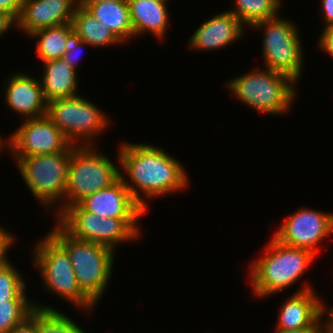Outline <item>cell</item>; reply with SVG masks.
I'll use <instances>...</instances> for the list:
<instances>
[{
    "instance_id": "cell-1",
    "label": "cell",
    "mask_w": 333,
    "mask_h": 333,
    "mask_svg": "<svg viewBox=\"0 0 333 333\" xmlns=\"http://www.w3.org/2000/svg\"><path fill=\"white\" fill-rule=\"evenodd\" d=\"M118 148L120 178L146 211L149 210L146 199L178 193L189 186L185 166L163 148L128 142L121 143Z\"/></svg>"
},
{
    "instance_id": "cell-2",
    "label": "cell",
    "mask_w": 333,
    "mask_h": 333,
    "mask_svg": "<svg viewBox=\"0 0 333 333\" xmlns=\"http://www.w3.org/2000/svg\"><path fill=\"white\" fill-rule=\"evenodd\" d=\"M263 250L249 265V283L259 299L279 294L296 284L316 259L311 251L286 246L272 236Z\"/></svg>"
},
{
    "instance_id": "cell-3",
    "label": "cell",
    "mask_w": 333,
    "mask_h": 333,
    "mask_svg": "<svg viewBox=\"0 0 333 333\" xmlns=\"http://www.w3.org/2000/svg\"><path fill=\"white\" fill-rule=\"evenodd\" d=\"M225 84L236 99L262 114L287 115L298 84L286 74L265 68L238 75Z\"/></svg>"
},
{
    "instance_id": "cell-4",
    "label": "cell",
    "mask_w": 333,
    "mask_h": 333,
    "mask_svg": "<svg viewBox=\"0 0 333 333\" xmlns=\"http://www.w3.org/2000/svg\"><path fill=\"white\" fill-rule=\"evenodd\" d=\"M56 224L49 234L67 251L80 289L98 305L111 280L116 252L95 242L76 239Z\"/></svg>"
},
{
    "instance_id": "cell-5",
    "label": "cell",
    "mask_w": 333,
    "mask_h": 333,
    "mask_svg": "<svg viewBox=\"0 0 333 333\" xmlns=\"http://www.w3.org/2000/svg\"><path fill=\"white\" fill-rule=\"evenodd\" d=\"M95 145H73L63 204L56 209L59 216L67 207L111 186L120 178V167Z\"/></svg>"
},
{
    "instance_id": "cell-6",
    "label": "cell",
    "mask_w": 333,
    "mask_h": 333,
    "mask_svg": "<svg viewBox=\"0 0 333 333\" xmlns=\"http://www.w3.org/2000/svg\"><path fill=\"white\" fill-rule=\"evenodd\" d=\"M38 240L32 264L38 269L43 286L77 309L92 314L96 304L80 289L67 251L49 233Z\"/></svg>"
},
{
    "instance_id": "cell-7",
    "label": "cell",
    "mask_w": 333,
    "mask_h": 333,
    "mask_svg": "<svg viewBox=\"0 0 333 333\" xmlns=\"http://www.w3.org/2000/svg\"><path fill=\"white\" fill-rule=\"evenodd\" d=\"M56 219L70 236L114 251L118 245L139 240L142 232L137 223L140 218H104L85 211L79 204L67 207Z\"/></svg>"
},
{
    "instance_id": "cell-8",
    "label": "cell",
    "mask_w": 333,
    "mask_h": 333,
    "mask_svg": "<svg viewBox=\"0 0 333 333\" xmlns=\"http://www.w3.org/2000/svg\"><path fill=\"white\" fill-rule=\"evenodd\" d=\"M70 160L71 151H60L22 157L14 162L30 193L46 210L59 208L64 202Z\"/></svg>"
},
{
    "instance_id": "cell-9",
    "label": "cell",
    "mask_w": 333,
    "mask_h": 333,
    "mask_svg": "<svg viewBox=\"0 0 333 333\" xmlns=\"http://www.w3.org/2000/svg\"><path fill=\"white\" fill-rule=\"evenodd\" d=\"M46 115L73 145H94L111 125L106 113L81 95L47 102Z\"/></svg>"
},
{
    "instance_id": "cell-10",
    "label": "cell",
    "mask_w": 333,
    "mask_h": 333,
    "mask_svg": "<svg viewBox=\"0 0 333 333\" xmlns=\"http://www.w3.org/2000/svg\"><path fill=\"white\" fill-rule=\"evenodd\" d=\"M298 26L290 19L277 16L255 23L250 28L264 29L262 57L264 68L291 77L295 82L301 78L304 68L303 45Z\"/></svg>"
},
{
    "instance_id": "cell-11",
    "label": "cell",
    "mask_w": 333,
    "mask_h": 333,
    "mask_svg": "<svg viewBox=\"0 0 333 333\" xmlns=\"http://www.w3.org/2000/svg\"><path fill=\"white\" fill-rule=\"evenodd\" d=\"M6 149L16 161L22 157L72 151L73 144L45 114L24 119L8 137Z\"/></svg>"
},
{
    "instance_id": "cell-12",
    "label": "cell",
    "mask_w": 333,
    "mask_h": 333,
    "mask_svg": "<svg viewBox=\"0 0 333 333\" xmlns=\"http://www.w3.org/2000/svg\"><path fill=\"white\" fill-rule=\"evenodd\" d=\"M277 229L273 237L280 243L317 255L319 244L333 234V212L301 207L284 218Z\"/></svg>"
},
{
    "instance_id": "cell-13",
    "label": "cell",
    "mask_w": 333,
    "mask_h": 333,
    "mask_svg": "<svg viewBox=\"0 0 333 333\" xmlns=\"http://www.w3.org/2000/svg\"><path fill=\"white\" fill-rule=\"evenodd\" d=\"M78 204L85 211L104 218H142L147 214L121 178L111 186L85 197Z\"/></svg>"
},
{
    "instance_id": "cell-14",
    "label": "cell",
    "mask_w": 333,
    "mask_h": 333,
    "mask_svg": "<svg viewBox=\"0 0 333 333\" xmlns=\"http://www.w3.org/2000/svg\"><path fill=\"white\" fill-rule=\"evenodd\" d=\"M77 7V0H26L16 29L30 36L41 29L71 23Z\"/></svg>"
},
{
    "instance_id": "cell-15",
    "label": "cell",
    "mask_w": 333,
    "mask_h": 333,
    "mask_svg": "<svg viewBox=\"0 0 333 333\" xmlns=\"http://www.w3.org/2000/svg\"><path fill=\"white\" fill-rule=\"evenodd\" d=\"M6 79L3 96L6 106L17 113L15 115L32 119L46 114L47 101L38 77L17 72Z\"/></svg>"
},
{
    "instance_id": "cell-16",
    "label": "cell",
    "mask_w": 333,
    "mask_h": 333,
    "mask_svg": "<svg viewBox=\"0 0 333 333\" xmlns=\"http://www.w3.org/2000/svg\"><path fill=\"white\" fill-rule=\"evenodd\" d=\"M246 28L228 10L213 15L196 28L188 40L189 49L194 51H214L241 40Z\"/></svg>"
},
{
    "instance_id": "cell-17",
    "label": "cell",
    "mask_w": 333,
    "mask_h": 333,
    "mask_svg": "<svg viewBox=\"0 0 333 333\" xmlns=\"http://www.w3.org/2000/svg\"><path fill=\"white\" fill-rule=\"evenodd\" d=\"M308 282L279 308L275 330H295L312 326L321 317L322 299Z\"/></svg>"
},
{
    "instance_id": "cell-18",
    "label": "cell",
    "mask_w": 333,
    "mask_h": 333,
    "mask_svg": "<svg viewBox=\"0 0 333 333\" xmlns=\"http://www.w3.org/2000/svg\"><path fill=\"white\" fill-rule=\"evenodd\" d=\"M167 2L166 0H127L134 38L149 32L158 40L165 39L170 21Z\"/></svg>"
},
{
    "instance_id": "cell-19",
    "label": "cell",
    "mask_w": 333,
    "mask_h": 333,
    "mask_svg": "<svg viewBox=\"0 0 333 333\" xmlns=\"http://www.w3.org/2000/svg\"><path fill=\"white\" fill-rule=\"evenodd\" d=\"M44 72L40 78L43 95L47 102L78 95V72L63 58L43 62Z\"/></svg>"
},
{
    "instance_id": "cell-20",
    "label": "cell",
    "mask_w": 333,
    "mask_h": 333,
    "mask_svg": "<svg viewBox=\"0 0 333 333\" xmlns=\"http://www.w3.org/2000/svg\"><path fill=\"white\" fill-rule=\"evenodd\" d=\"M102 25L124 44L134 37L127 1H104L85 7Z\"/></svg>"
},
{
    "instance_id": "cell-21",
    "label": "cell",
    "mask_w": 333,
    "mask_h": 333,
    "mask_svg": "<svg viewBox=\"0 0 333 333\" xmlns=\"http://www.w3.org/2000/svg\"><path fill=\"white\" fill-rule=\"evenodd\" d=\"M73 30L91 47L122 44L108 28L102 25L87 9L78 6L72 18Z\"/></svg>"
},
{
    "instance_id": "cell-22",
    "label": "cell",
    "mask_w": 333,
    "mask_h": 333,
    "mask_svg": "<svg viewBox=\"0 0 333 333\" xmlns=\"http://www.w3.org/2000/svg\"><path fill=\"white\" fill-rule=\"evenodd\" d=\"M73 31L71 23L38 30L29 37L37 39L36 53L42 62L62 58L66 51L67 36Z\"/></svg>"
},
{
    "instance_id": "cell-23",
    "label": "cell",
    "mask_w": 333,
    "mask_h": 333,
    "mask_svg": "<svg viewBox=\"0 0 333 333\" xmlns=\"http://www.w3.org/2000/svg\"><path fill=\"white\" fill-rule=\"evenodd\" d=\"M35 310L58 311L50 305H43L28 298H13L0 302V333H9L15 326L23 323Z\"/></svg>"
},
{
    "instance_id": "cell-24",
    "label": "cell",
    "mask_w": 333,
    "mask_h": 333,
    "mask_svg": "<svg viewBox=\"0 0 333 333\" xmlns=\"http://www.w3.org/2000/svg\"><path fill=\"white\" fill-rule=\"evenodd\" d=\"M234 8L228 11L235 15L246 26L272 19L280 14L282 0H234Z\"/></svg>"
},
{
    "instance_id": "cell-25",
    "label": "cell",
    "mask_w": 333,
    "mask_h": 333,
    "mask_svg": "<svg viewBox=\"0 0 333 333\" xmlns=\"http://www.w3.org/2000/svg\"><path fill=\"white\" fill-rule=\"evenodd\" d=\"M14 266L9 258L0 264V302L13 298H28L24 277Z\"/></svg>"
},
{
    "instance_id": "cell-26",
    "label": "cell",
    "mask_w": 333,
    "mask_h": 333,
    "mask_svg": "<svg viewBox=\"0 0 333 333\" xmlns=\"http://www.w3.org/2000/svg\"><path fill=\"white\" fill-rule=\"evenodd\" d=\"M67 313L37 310V333H86Z\"/></svg>"
},
{
    "instance_id": "cell-27",
    "label": "cell",
    "mask_w": 333,
    "mask_h": 333,
    "mask_svg": "<svg viewBox=\"0 0 333 333\" xmlns=\"http://www.w3.org/2000/svg\"><path fill=\"white\" fill-rule=\"evenodd\" d=\"M66 51L63 55L64 61L72 67L74 70L78 71V59L82 54L81 52L84 47L89 46L85 41L78 36V34L73 30L68 36L66 40Z\"/></svg>"
},
{
    "instance_id": "cell-28",
    "label": "cell",
    "mask_w": 333,
    "mask_h": 333,
    "mask_svg": "<svg viewBox=\"0 0 333 333\" xmlns=\"http://www.w3.org/2000/svg\"><path fill=\"white\" fill-rule=\"evenodd\" d=\"M0 225V264L8 259V249L14 245L16 237ZM11 246V247H10Z\"/></svg>"
},
{
    "instance_id": "cell-29",
    "label": "cell",
    "mask_w": 333,
    "mask_h": 333,
    "mask_svg": "<svg viewBox=\"0 0 333 333\" xmlns=\"http://www.w3.org/2000/svg\"><path fill=\"white\" fill-rule=\"evenodd\" d=\"M26 0H0V12L10 14L18 20Z\"/></svg>"
},
{
    "instance_id": "cell-30",
    "label": "cell",
    "mask_w": 333,
    "mask_h": 333,
    "mask_svg": "<svg viewBox=\"0 0 333 333\" xmlns=\"http://www.w3.org/2000/svg\"><path fill=\"white\" fill-rule=\"evenodd\" d=\"M317 42L319 49L333 57V26L323 28Z\"/></svg>"
},
{
    "instance_id": "cell-31",
    "label": "cell",
    "mask_w": 333,
    "mask_h": 333,
    "mask_svg": "<svg viewBox=\"0 0 333 333\" xmlns=\"http://www.w3.org/2000/svg\"><path fill=\"white\" fill-rule=\"evenodd\" d=\"M9 333H37V310L23 323L15 326Z\"/></svg>"
},
{
    "instance_id": "cell-32",
    "label": "cell",
    "mask_w": 333,
    "mask_h": 333,
    "mask_svg": "<svg viewBox=\"0 0 333 333\" xmlns=\"http://www.w3.org/2000/svg\"><path fill=\"white\" fill-rule=\"evenodd\" d=\"M320 14L325 25L324 28L333 26V0H321Z\"/></svg>"
},
{
    "instance_id": "cell-33",
    "label": "cell",
    "mask_w": 333,
    "mask_h": 333,
    "mask_svg": "<svg viewBox=\"0 0 333 333\" xmlns=\"http://www.w3.org/2000/svg\"><path fill=\"white\" fill-rule=\"evenodd\" d=\"M275 333H324L322 316L310 327L295 330H275Z\"/></svg>"
},
{
    "instance_id": "cell-34",
    "label": "cell",
    "mask_w": 333,
    "mask_h": 333,
    "mask_svg": "<svg viewBox=\"0 0 333 333\" xmlns=\"http://www.w3.org/2000/svg\"><path fill=\"white\" fill-rule=\"evenodd\" d=\"M321 316L322 319H324L323 320L324 333H333V308L330 307L327 309V306L326 304H324L323 301L321 305Z\"/></svg>"
},
{
    "instance_id": "cell-35",
    "label": "cell",
    "mask_w": 333,
    "mask_h": 333,
    "mask_svg": "<svg viewBox=\"0 0 333 333\" xmlns=\"http://www.w3.org/2000/svg\"><path fill=\"white\" fill-rule=\"evenodd\" d=\"M14 26V27H13ZM17 21L10 15L0 12V38L11 28H17Z\"/></svg>"
},
{
    "instance_id": "cell-36",
    "label": "cell",
    "mask_w": 333,
    "mask_h": 333,
    "mask_svg": "<svg viewBox=\"0 0 333 333\" xmlns=\"http://www.w3.org/2000/svg\"><path fill=\"white\" fill-rule=\"evenodd\" d=\"M104 1H127V0H77L78 6L85 8L89 4L97 3V2H104Z\"/></svg>"
},
{
    "instance_id": "cell-37",
    "label": "cell",
    "mask_w": 333,
    "mask_h": 333,
    "mask_svg": "<svg viewBox=\"0 0 333 333\" xmlns=\"http://www.w3.org/2000/svg\"><path fill=\"white\" fill-rule=\"evenodd\" d=\"M3 139V137H2V135H0V152H2L3 151V149L6 151V140L4 139V141L2 140Z\"/></svg>"
}]
</instances>
